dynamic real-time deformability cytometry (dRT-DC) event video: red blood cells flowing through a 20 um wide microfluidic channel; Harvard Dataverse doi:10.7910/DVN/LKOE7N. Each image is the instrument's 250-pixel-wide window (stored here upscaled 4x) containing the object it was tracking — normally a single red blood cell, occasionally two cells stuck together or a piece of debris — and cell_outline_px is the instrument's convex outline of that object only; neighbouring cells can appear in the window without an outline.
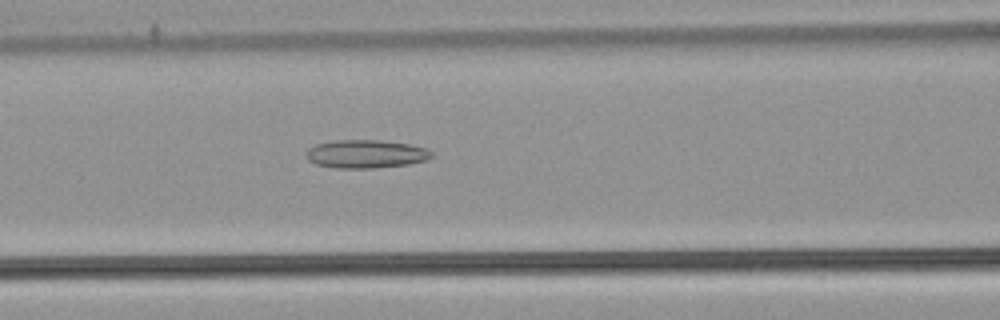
{"species": "common noctule bat (a hibernating species)", "species_latin": "Nyctalus noctula", "temperature_condition": "warm", "stored_images_in_passage": 53, "camera_frame_rate_fps": 3000, "um_per_image_px": 0.085, "animal": {"sex": "male", "body_mass_g": 21.5, "forearm_length_mm": 52.0}, "frame": {"image": 1, "passage_image": 23, "time_ms": 7.333, "image_size_px": [1000, 320], "cell_outline_px": [[432, 156], [424, 160], [408, 164], [372, 168], [336, 168], [316, 164], [308, 160], [308, 148], [316, 144], [336, 140], [380, 140], [408, 144], [428, 148], [432, 152]], "centroid_in_image_um": [31.1, 13.08], "position_along_channel_um": 135.5, "area_um2": 20.46}}
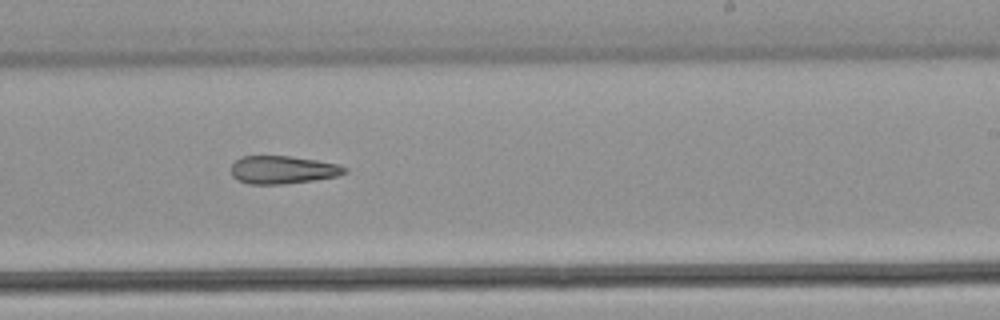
{"frame": {"image": 2, "passage_image": 33, "time_ms": 10.667, "image_size_px": [1000, 320], "cell_outline_px": [[348, 172], [336, 176], [312, 180], [284, 184], [248, 184], [232, 176], [232, 164], [240, 156], [288, 156], [316, 160], [340, 164], [348, 168]], "centroid_in_image_um": [24.05, 14.43], "position_along_channel_um": 264.9, "area_um2": 18.44}}
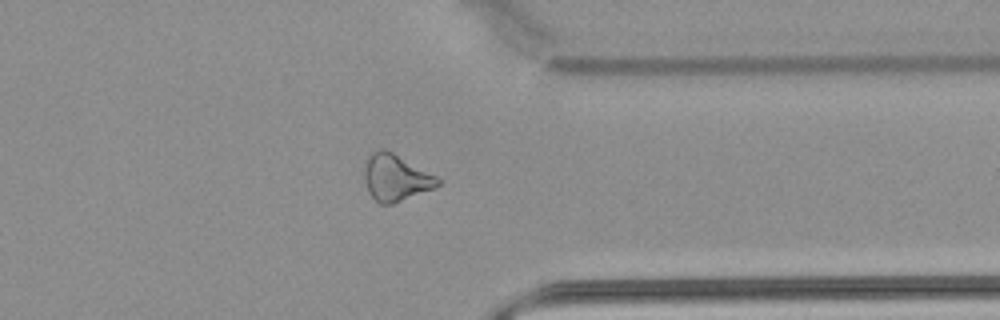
{"frame": {"image": 3, "passage_image": 42, "time_ms": 13.667, "image_size_px": [1000, 320], "cell_outline_px": [[444, 180], [440, 184], [432, 188], [392, 204], [380, 204], [368, 192], [364, 180], [364, 168], [368, 156], [372, 152], [380, 148], [384, 148], [392, 152]], "centroid_in_image_um": [33.61, 15.09], "position_along_channel_um": 377.8, "area_um2": 19.77}}